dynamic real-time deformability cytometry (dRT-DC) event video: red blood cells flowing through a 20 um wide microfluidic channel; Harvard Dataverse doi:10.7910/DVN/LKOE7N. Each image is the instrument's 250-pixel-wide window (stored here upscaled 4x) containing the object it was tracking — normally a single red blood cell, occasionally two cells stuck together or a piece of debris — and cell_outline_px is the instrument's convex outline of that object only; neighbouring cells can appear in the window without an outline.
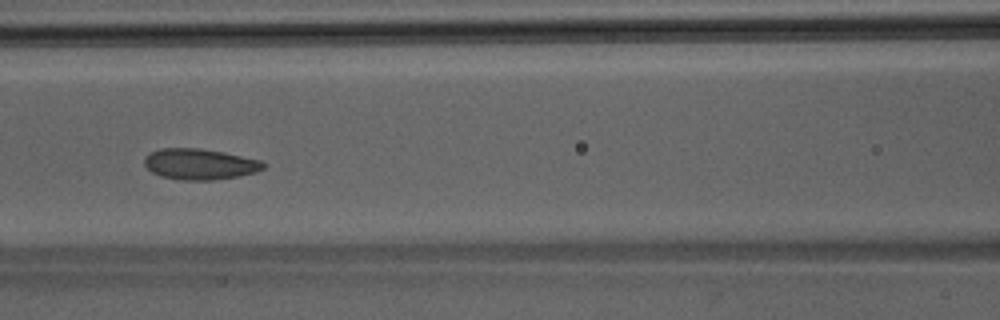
{"species": "Egyptian fruit bat (a non-hibernating species)", "species_latin": "Rousettus aegyptiacus", "temperature_condition": "room temperature", "stored_images_in_passage": 49, "camera_frame_rate_fps": 3000, "um_per_image_px": 0.085, "animal": {"sex": "male"}, "frame": {"image": 1, "passage_image": 22, "time_ms": 7.0, "image_size_px": [1000, 320], "cell_outline_px": [[264, 168], [256, 172], [240, 176], [212, 180], [180, 180], [160, 176], [152, 172], [144, 164], [144, 156], [160, 148], [200, 148], [224, 152], [260, 160], [264, 164]], "centroid_in_image_um": [16.96, 13.95], "position_along_channel_um": 149.6, "area_um2": 21.44}}
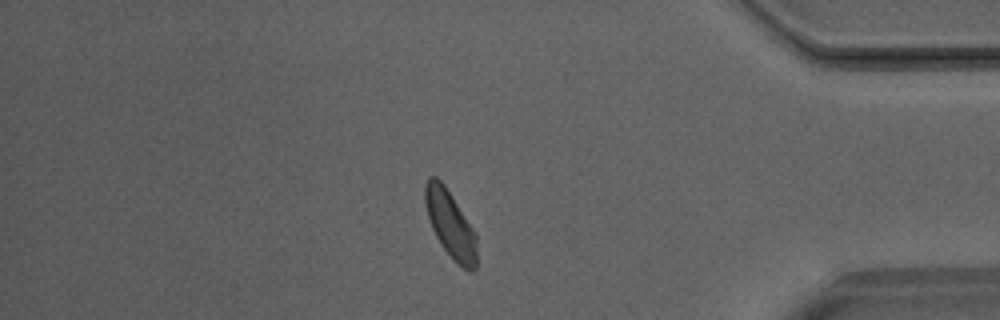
{"frame": {"image": 2, "passage_image": 41, "time_ms": 13.333, "image_size_px": [1000, 320], "cell_outline_px": [[476, 268], [472, 272], [456, 264], [440, 244], [432, 228], [428, 216], [424, 200], [424, 184], [428, 176], [436, 176], [444, 184], [472, 228], [476, 236]], "centroid_in_image_um": [38.25, 19.06], "position_along_channel_um": 396.9, "area_um2": 20.06}}
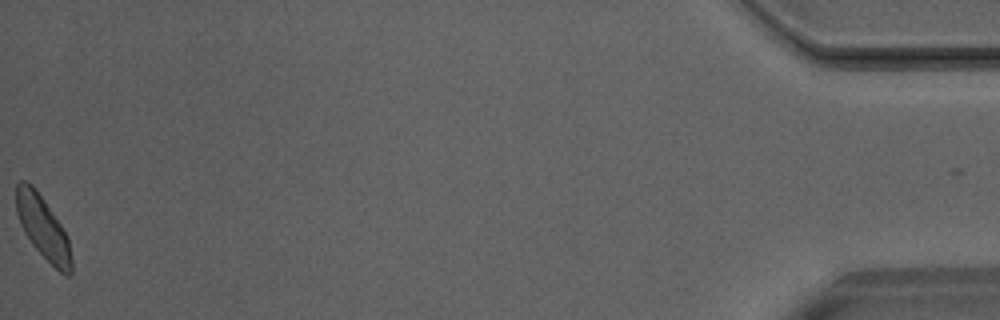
{"frame": {"image": 3, "passage_image": 48, "time_ms": 15.667, "image_size_px": [1000, 320], "cell_outline_px": [[72, 276], [68, 276], [60, 272], [32, 244], [24, 232], [20, 224], [16, 212], [16, 184], [20, 180], [24, 180], [32, 184], [36, 188], [68, 236], [72, 260]], "centroid_in_image_um": [3.65, 19.33], "position_along_channel_um": 431.6, "area_um2": 20.11}}